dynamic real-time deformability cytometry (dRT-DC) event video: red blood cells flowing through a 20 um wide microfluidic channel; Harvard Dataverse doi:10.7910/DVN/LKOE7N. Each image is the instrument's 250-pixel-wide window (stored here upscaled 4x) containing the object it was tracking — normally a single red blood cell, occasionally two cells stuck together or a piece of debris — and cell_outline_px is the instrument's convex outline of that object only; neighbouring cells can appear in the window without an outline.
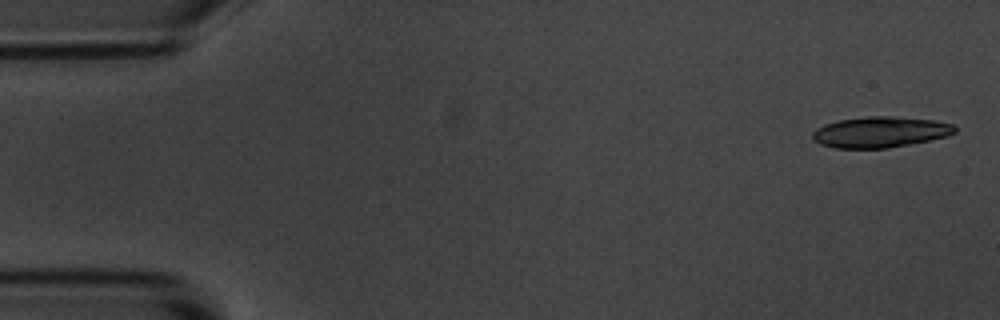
{"species": "common noctule bat (a hibernating species)", "species_latin": "Nyctalus noctula", "temperature_condition": "room temperature", "stored_images_in_passage": 5, "camera_frame_rate_fps": 3000, "um_per_image_px": 0.085, "animal": {"sex": "male", "body_mass_g": 20.1, "forearm_length_mm": 53.5}, "frame": {"image": 1, "passage_image": 1, "time_ms": 0.0, "image_size_px": [1000, 320], "cell_outline_px": [[956, 132], [948, 136], [888, 148], [836, 148], [820, 144], [812, 136], [812, 132], [816, 128], [824, 124], [840, 120], [868, 116], [892, 116], [936, 120], [956, 124]], "centroid_in_image_um": [74.85, 11.21], "position_along_channel_um": 10.1, "area_um2": 25.61}}
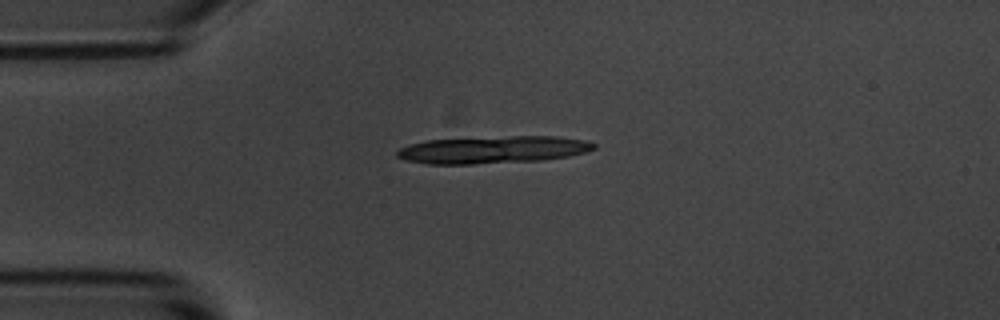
{"frame": {"image": 2, "passage_image": 4, "time_ms": 3.667, "image_size_px": [1000, 320], "cell_outline_px": [[596, 148], [584, 152], [568, 156], [544, 160], [472, 164], [428, 164], [408, 160], [396, 156], [396, 152], [400, 148], [412, 144], [428, 140], [512, 136], [556, 136], [588, 140], [596, 144]], "centroid_in_image_um": [41.96, 12.72], "position_along_channel_um": 43.0, "area_um2": 31.21}}